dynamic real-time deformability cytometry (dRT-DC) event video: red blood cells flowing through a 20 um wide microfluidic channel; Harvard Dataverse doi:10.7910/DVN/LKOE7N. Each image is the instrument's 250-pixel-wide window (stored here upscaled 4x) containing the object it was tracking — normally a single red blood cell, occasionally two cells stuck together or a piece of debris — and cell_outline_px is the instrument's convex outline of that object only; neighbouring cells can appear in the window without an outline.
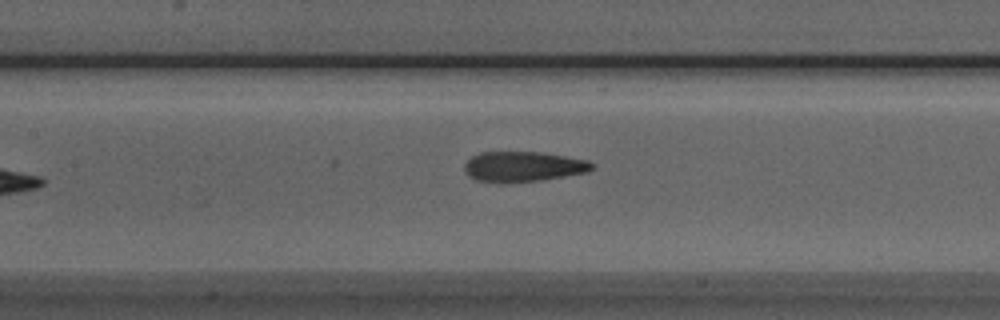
{"species": "Egyptian fruit bat (a non-hibernating species)", "species_latin": "Rousettus aegyptiacus", "temperature_condition": "room temperature", "stored_images_in_passage": 5, "camera_frame_rate_fps": 3000, "um_per_image_px": 0.085, "animal": {"sex": "male"}, "frame": {"image": 1, "passage_image": 5, "time_ms": 4.667, "image_size_px": [1000, 320], "cell_outline_px": [[596, 168], [588, 172], [540, 180], [476, 180], [468, 176], [464, 172], [464, 164], [472, 156], [480, 152], [540, 152], [588, 160], [596, 164]], "centroid_in_image_um": [44.53, 14.12], "position_along_channel_um": 162.9, "area_um2": 21.91}}